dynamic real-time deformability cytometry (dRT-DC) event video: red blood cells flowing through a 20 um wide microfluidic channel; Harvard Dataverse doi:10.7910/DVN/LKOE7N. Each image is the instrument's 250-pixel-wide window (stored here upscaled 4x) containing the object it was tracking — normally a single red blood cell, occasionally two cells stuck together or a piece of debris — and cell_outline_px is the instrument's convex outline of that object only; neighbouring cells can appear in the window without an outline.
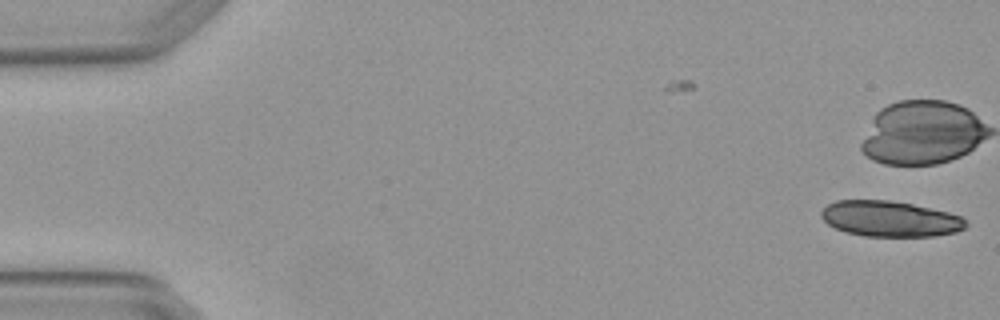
{"species": "Egyptian fruit bat (a non-hibernating species)", "species_latin": "Rousettus aegyptiacus", "temperature_condition": "warm", "stored_images_in_passage": 2, "camera_frame_rate_fps": 3000, "um_per_image_px": 0.085, "animal": {"sex": "female"}, "frame": {"image": 1, "passage_image": 2, "time_ms": 0.333, "image_size_px": [1000, 320], "cell_outline_px": [[968, 224], [964, 228], [956, 232], [936, 236], [864, 236], [844, 232], [828, 224], [820, 216], [820, 212], [828, 204], [836, 200], [888, 200], [912, 204], [948, 212], [960, 216]], "centroid_in_image_um": [75.63, 18.6], "position_along_channel_um": 9.4, "area_um2": 30.06}}